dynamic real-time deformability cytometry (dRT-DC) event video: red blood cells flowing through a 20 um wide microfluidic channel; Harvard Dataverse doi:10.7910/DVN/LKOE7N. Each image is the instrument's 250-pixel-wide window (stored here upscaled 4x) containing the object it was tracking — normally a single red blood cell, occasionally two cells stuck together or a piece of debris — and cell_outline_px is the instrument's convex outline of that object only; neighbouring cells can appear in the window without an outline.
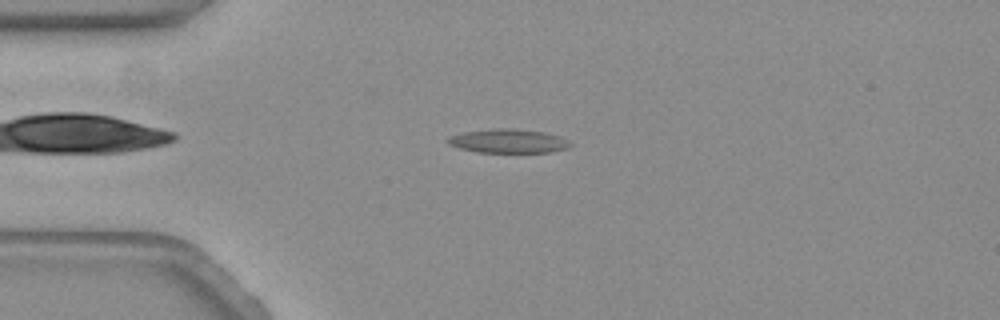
{"species": "common noctule bat (a hibernating species)", "species_latin": "Nyctalus noctula", "temperature_condition": "warm", "stored_images_in_passage": 10, "camera_frame_rate_fps": 3000, "um_per_image_px": 0.085, "animal": {"sex": "female", "body_mass_g": 19.3, "forearm_length_mm": 54.1}, "frame": {"image": 1, "passage_image": 7, "time_ms": 2.0, "image_size_px": [1000, 320], "cell_outline_px": [[572, 144], [564, 148], [548, 152], [476, 152], [460, 148], [448, 144], [448, 136], [464, 132], [496, 128], [508, 128], [544, 132], [560, 136]], "centroid_in_image_um": [43.16, 11.98], "position_along_channel_um": 41.8, "area_um2": 16.76}}